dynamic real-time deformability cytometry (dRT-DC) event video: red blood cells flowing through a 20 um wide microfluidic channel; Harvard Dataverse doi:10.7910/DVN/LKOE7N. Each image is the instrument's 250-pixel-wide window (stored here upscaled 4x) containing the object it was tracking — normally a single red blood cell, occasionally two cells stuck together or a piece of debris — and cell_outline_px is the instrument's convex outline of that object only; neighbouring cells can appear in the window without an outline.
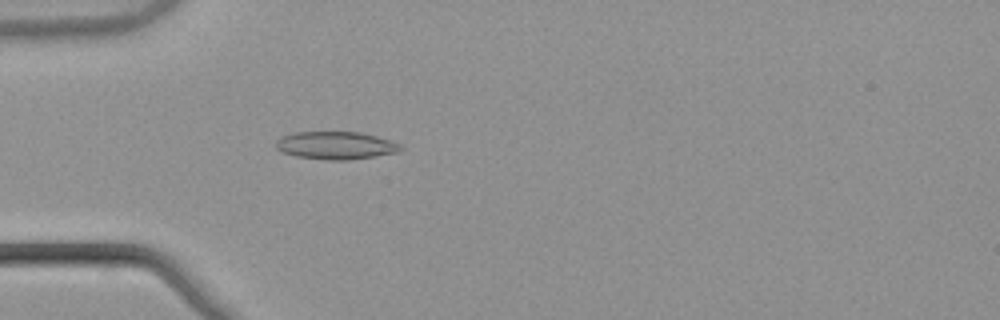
{"species": "common noctule bat (a hibernating species)", "species_latin": "Nyctalus noctula", "temperature_condition": "warm", "stored_images_in_passage": 45, "camera_frame_rate_fps": 3000, "um_per_image_px": 0.085, "animal": {"sex": "male", "body_mass_g": 21.5, "forearm_length_mm": 52.0}, "frame": {"image": 1, "passage_image": 8, "time_ms": 2.333, "image_size_px": [1000, 320], "cell_outline_px": [[404, 148], [400, 152], [348, 160], [332, 160], [296, 156], [284, 152], [276, 148], [276, 140], [284, 136], [296, 132], [360, 132], [376, 136], [400, 144]], "centroid_in_image_um": [28.58, 12.36], "position_along_channel_um": 56.4, "area_um2": 19.94}}
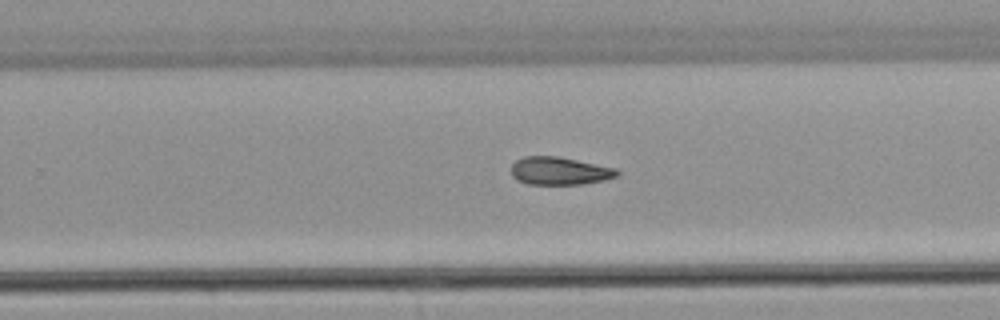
{"frame": {"image": 2, "passage_image": 26, "time_ms": 8.333, "image_size_px": [1000, 320], "cell_outline_px": [[620, 176], [604, 180], [584, 184], [528, 184], [516, 180], [512, 176], [512, 164], [516, 160], [524, 156], [556, 156], [616, 168], [620, 172]], "centroid_in_image_um": [47.57, 14.53], "position_along_channel_um": 282.2, "area_um2": 17.22}}
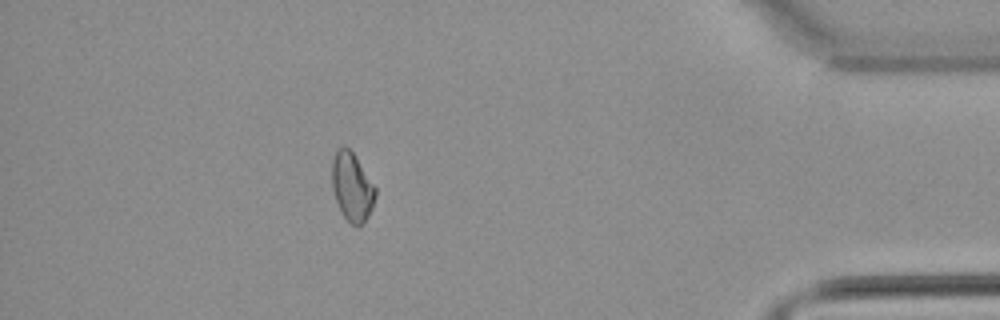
{"frame": {"image": 3, "passage_image": 39, "time_ms": 12.667, "image_size_px": [1000, 320], "cell_outline_px": [[376, 196], [372, 208], [368, 216], [360, 228], [356, 228], [344, 216], [336, 200], [332, 188], [332, 160], [336, 152], [340, 148], [348, 148], [352, 152], [376, 188]], "centroid_in_image_um": [29.93, 15.94], "position_along_channel_um": 405.3, "area_um2": 17.05}}